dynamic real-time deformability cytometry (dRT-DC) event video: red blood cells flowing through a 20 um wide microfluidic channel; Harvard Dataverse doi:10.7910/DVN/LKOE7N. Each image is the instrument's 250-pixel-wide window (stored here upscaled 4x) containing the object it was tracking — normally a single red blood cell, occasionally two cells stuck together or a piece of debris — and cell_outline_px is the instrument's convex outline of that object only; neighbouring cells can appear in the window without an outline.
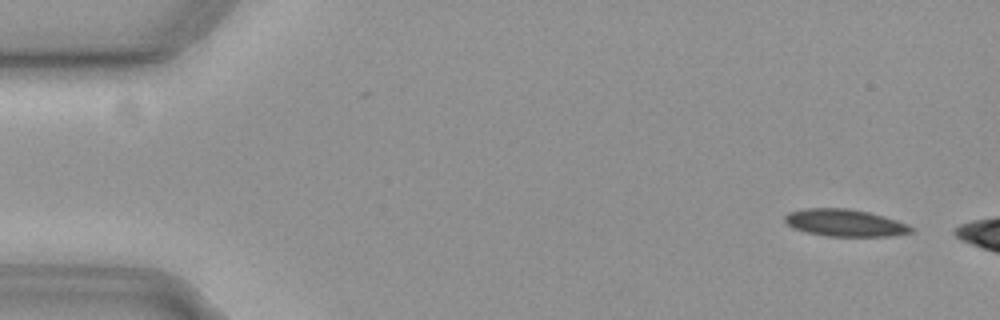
{"species": "common noctule bat (a hibernating species)", "species_latin": "Nyctalus noctula", "temperature_condition": "cold", "stored_images_in_passage": 10, "camera_frame_rate_fps": 3000, "um_per_image_px": 0.085, "animal": {"sex": "female", "body_mass_g": 19.3, "forearm_length_mm": 54.1}, "frame": {"image": 1, "passage_image": 4, "time_ms": 1.0, "image_size_px": [1000, 320], "cell_outline_px": [[912, 232], [892, 236], [828, 236], [808, 232], [792, 228], [784, 220], [784, 216], [788, 212], [804, 208], [848, 208], [868, 212], [896, 220], [912, 228]], "centroid_in_image_um": [71.76, 18.93], "position_along_channel_um": 13.2, "area_um2": 19.77}}